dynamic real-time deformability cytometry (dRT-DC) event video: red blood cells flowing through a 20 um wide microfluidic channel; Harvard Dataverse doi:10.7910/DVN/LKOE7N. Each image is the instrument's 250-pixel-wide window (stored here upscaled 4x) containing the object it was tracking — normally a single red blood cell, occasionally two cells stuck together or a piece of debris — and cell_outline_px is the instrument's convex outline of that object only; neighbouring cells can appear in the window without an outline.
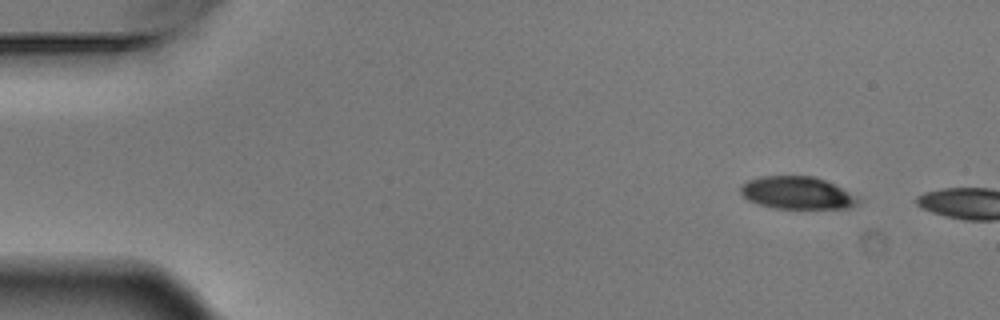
{"species": "Egyptian fruit bat (a non-hibernating species)", "species_latin": "Rousettus aegyptiacus", "temperature_condition": "warm", "stored_images_in_passage": 2, "camera_frame_rate_fps": 3000, "um_per_image_px": 0.085, "animal": {"sex": "male"}, "frame": {"image": 1, "passage_image": 1, "time_ms": 0.0, "image_size_px": [1000, 320], "cell_outline_px": [[860, 200], [856, 204], [848, 208], [776, 208], [760, 204], [748, 200], [740, 192], [740, 188], [748, 180], [760, 176], [816, 176], [856, 196]], "centroid_in_image_um": [67.73, 16.39], "position_along_channel_um": 17.3, "area_um2": 21.85}}